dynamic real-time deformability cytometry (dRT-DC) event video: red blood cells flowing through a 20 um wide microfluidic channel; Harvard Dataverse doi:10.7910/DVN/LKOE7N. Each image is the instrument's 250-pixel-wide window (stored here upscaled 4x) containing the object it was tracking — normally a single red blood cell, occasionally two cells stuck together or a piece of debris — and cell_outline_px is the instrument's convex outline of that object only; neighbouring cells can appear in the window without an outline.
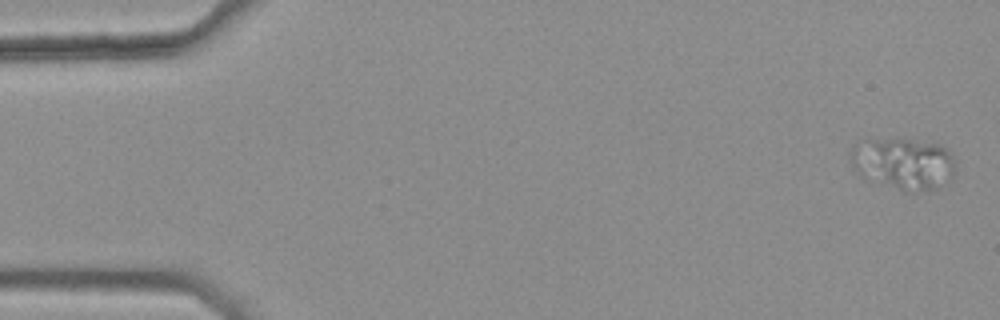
{"species": "common noctule bat (a hibernating species)", "species_latin": "Nyctalus noctula", "temperature_condition": "warm", "stored_images_in_passage": 3, "camera_frame_rate_fps": 3000, "um_per_image_px": 0.085, "animal": {"sex": "female", "body_mass_g": 25.1}, "frame": {"image": 1, "passage_image": 1, "time_ms": 0.0, "image_size_px": [1000, 320], "cell_outline_px": [[956, 160], [952, 176], [936, 188], [912, 192], [904, 192], [864, 176], [852, 168], [848, 152], [852, 144], [864, 140], [912, 140], [940, 144]], "centroid_in_image_um": [76.75, 13.89], "position_along_channel_um": 8.3, "area_um2": 31.21}}